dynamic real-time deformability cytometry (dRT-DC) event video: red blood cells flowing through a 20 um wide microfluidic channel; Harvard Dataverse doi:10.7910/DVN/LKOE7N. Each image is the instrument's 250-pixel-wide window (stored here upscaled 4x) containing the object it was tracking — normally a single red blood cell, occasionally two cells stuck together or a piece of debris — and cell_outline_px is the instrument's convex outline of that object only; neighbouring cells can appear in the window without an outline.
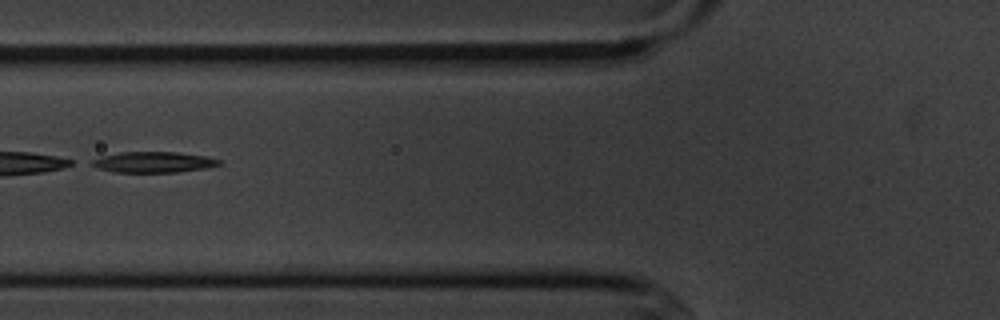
{"species": "common noctule bat (a hibernating species)", "species_latin": "Nyctalus noctula", "temperature_condition": "cold", "stored_images_in_passage": 4, "camera_frame_rate_fps": 3000, "um_per_image_px": 0.085, "animal": {"sex": "male", "body_mass_g": 20.1, "forearm_length_mm": 53.5}, "frame": {"image": 1, "passage_image": 2, "time_ms": 1.333, "image_size_px": [1000, 320], "cell_outline_px": [[220, 164], [204, 168], [176, 172], [116, 172], [100, 168], [88, 164], [92, 160], [100, 156], [120, 152], [176, 152], [208, 156], [220, 160]], "centroid_in_image_um": [13.01, 13.77], "position_along_channel_um": 112.8, "area_um2": 15.32}}
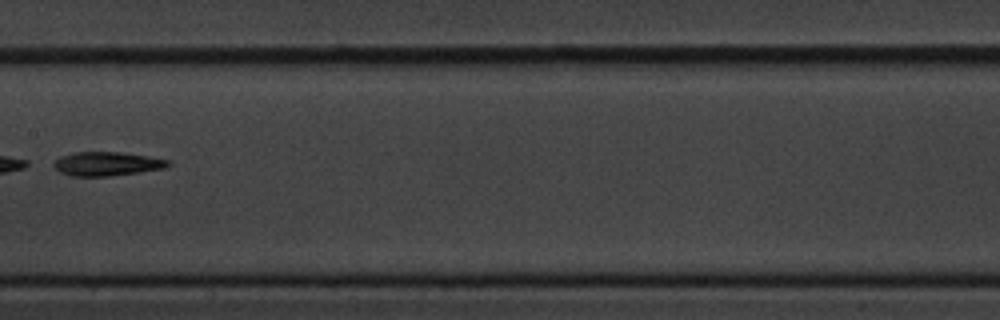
{"frame": {"image": 2, "passage_image": 4, "time_ms": 3.667, "image_size_px": [1000, 320], "cell_outline_px": [[172, 164], [164, 168], [112, 176], [72, 176], [60, 172], [52, 164], [60, 156], [72, 152], [120, 152], [148, 156], [172, 160]], "centroid_in_image_um": [9.11, 13.92], "position_along_channel_um": 198.3, "area_um2": 16.01}}